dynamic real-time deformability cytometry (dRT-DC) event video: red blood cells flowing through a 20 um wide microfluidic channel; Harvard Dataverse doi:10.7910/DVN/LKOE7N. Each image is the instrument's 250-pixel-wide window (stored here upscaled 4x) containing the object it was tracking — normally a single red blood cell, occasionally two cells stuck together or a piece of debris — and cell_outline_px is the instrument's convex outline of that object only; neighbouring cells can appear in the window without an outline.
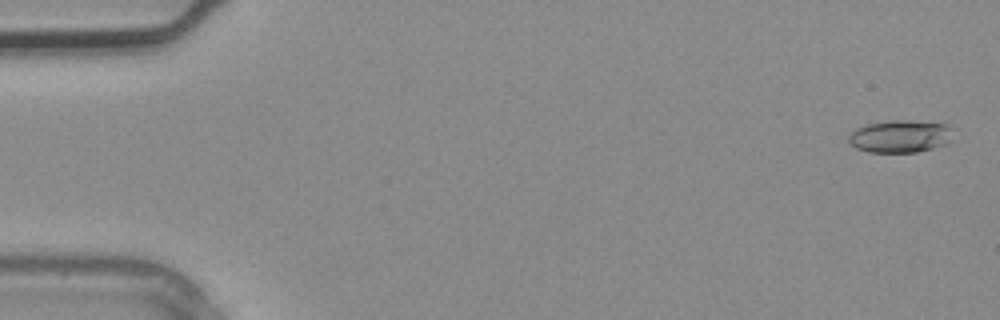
{"species": "common noctule bat (a hibernating species)", "species_latin": "Nyctalus noctula", "temperature_condition": "warm", "stored_images_in_passage": 3, "camera_frame_rate_fps": 3000, "um_per_image_px": 0.085, "animal": {"sex": "male", "body_mass_g": 20.4}, "frame": {"image": 1, "passage_image": 1, "time_ms": 0.0, "image_size_px": [1000, 320], "cell_outline_px": [[948, 140], [944, 144], [932, 148], [916, 152], [868, 152], [856, 148], [848, 140], [848, 136], [856, 128], [864, 124], [892, 120], [904, 120], [948, 124]], "centroid_in_image_um": [76.42, 11.58], "position_along_channel_um": 8.6, "area_um2": 19.36}}